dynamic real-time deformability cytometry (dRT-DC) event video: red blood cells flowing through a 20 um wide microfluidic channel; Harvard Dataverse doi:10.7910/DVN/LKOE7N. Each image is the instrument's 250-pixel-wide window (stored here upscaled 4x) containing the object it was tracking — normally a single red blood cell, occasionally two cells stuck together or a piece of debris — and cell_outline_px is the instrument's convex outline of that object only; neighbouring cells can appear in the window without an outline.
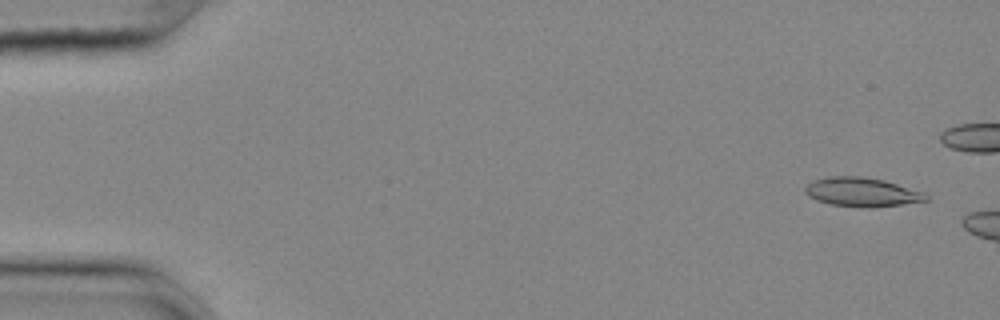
{"species": "common noctule bat (a hibernating species)", "species_latin": "Nyctalus noctula", "temperature_condition": "cold", "stored_images_in_passage": 8, "camera_frame_rate_fps": 3000, "um_per_image_px": 0.085, "animal": {"sex": "female", "body_mass_g": 25.1}, "frame": {"image": 1, "passage_image": 3, "time_ms": 0.667, "image_size_px": [1000, 320], "cell_outline_px": [[928, 200], [872, 208], [868, 208], [832, 204], [816, 200], [808, 196], [804, 192], [804, 188], [812, 180], [828, 176], [860, 176], [884, 180], [924, 192], [928, 196]], "centroid_in_image_um": [73.23, 16.32], "position_along_channel_um": 11.8, "area_um2": 20.4}}